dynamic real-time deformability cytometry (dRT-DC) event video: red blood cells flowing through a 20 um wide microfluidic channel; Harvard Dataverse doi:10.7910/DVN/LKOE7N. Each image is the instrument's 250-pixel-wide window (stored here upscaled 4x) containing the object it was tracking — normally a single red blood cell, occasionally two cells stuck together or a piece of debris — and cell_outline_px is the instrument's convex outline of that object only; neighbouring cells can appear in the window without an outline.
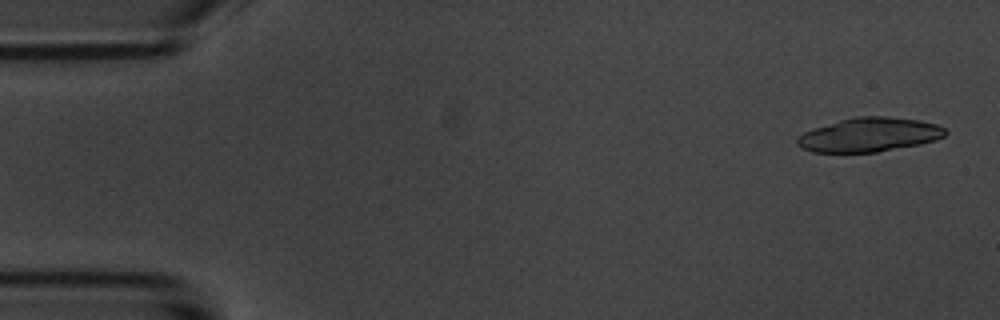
{"species": "common noctule bat (a hibernating species)", "species_latin": "Nyctalus noctula", "temperature_condition": "room temperature", "stored_images_in_passage": 5, "camera_frame_rate_fps": 3000, "um_per_image_px": 0.085, "animal": {"sex": "male", "body_mass_g": 20.1, "forearm_length_mm": 53.5}, "frame": {"image": 1, "passage_image": 1, "time_ms": 0.0, "image_size_px": [1000, 320], "cell_outline_px": [[948, 132], [944, 136], [936, 140], [920, 144], [876, 152], [812, 152], [796, 144], [796, 136], [812, 128], [840, 120], [856, 116], [888, 116], [920, 120], [936, 124], [944, 128]], "centroid_in_image_um": [73.88, 11.44], "position_along_channel_um": 11.1, "area_um2": 29.48}}